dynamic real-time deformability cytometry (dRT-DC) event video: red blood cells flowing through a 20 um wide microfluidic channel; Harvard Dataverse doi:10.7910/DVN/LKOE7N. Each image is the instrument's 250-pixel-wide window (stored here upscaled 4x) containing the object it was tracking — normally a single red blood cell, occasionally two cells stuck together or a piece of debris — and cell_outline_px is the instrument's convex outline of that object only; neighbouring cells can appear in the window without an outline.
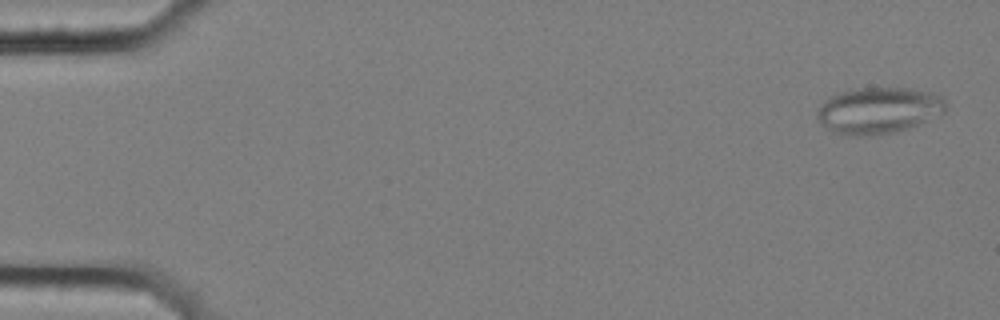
{"species": "common noctule bat (a hibernating species)", "species_latin": "Nyctalus noctula", "temperature_condition": "cold", "stored_images_in_passage": 4, "camera_frame_rate_fps": 3000, "um_per_image_px": 0.085, "animal": {"sex": "female", "body_mass_g": 25.1}, "frame": {"image": 1, "passage_image": 1, "time_ms": 0.0, "image_size_px": [1000, 320], "cell_outline_px": [[944, 112], [920, 124], [896, 132], [876, 136], [848, 136], [832, 132], [820, 124], [816, 116], [816, 112], [820, 104], [824, 100], [840, 92], [860, 88], [908, 88], [928, 92], [944, 96]], "centroid_in_image_um": [74.63, 9.41], "position_along_channel_um": 10.4, "area_um2": 35.03}}